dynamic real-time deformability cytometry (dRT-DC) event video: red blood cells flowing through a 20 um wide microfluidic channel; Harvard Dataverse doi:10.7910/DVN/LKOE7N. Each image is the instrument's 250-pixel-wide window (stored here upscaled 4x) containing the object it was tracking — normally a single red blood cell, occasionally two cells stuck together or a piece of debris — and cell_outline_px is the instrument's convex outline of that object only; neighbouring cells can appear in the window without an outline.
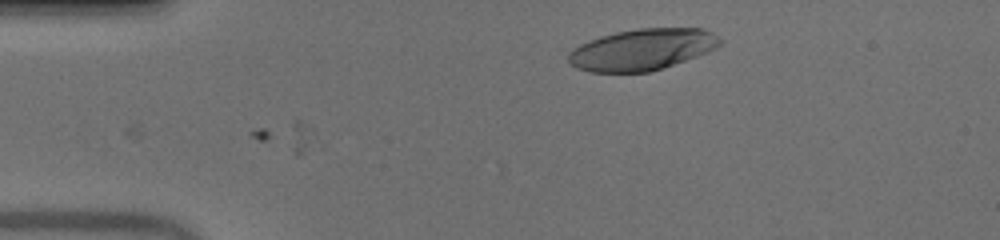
{"species": "human", "species_latin": "Homo sapiens", "temperature_condition": "warm", "stored_images_in_passage": 8, "camera_frame_rate_fps": 3000, "um_per_image_px": 0.085, "donor": {"sex": "male"}, "frame": {"image": 1, "passage_image": 8, "time_ms": 2.333, "image_size_px": [1000, 240], "cell_outline_px": [[724, 40], [716, 48], [708, 52], [648, 72], [588, 72], [576, 68], [568, 60], [568, 52], [572, 48], [588, 40], [600, 36], [616, 32], [636, 28], [700, 28]], "centroid_in_image_um": [54.53, 4.2], "position_along_channel_um": 30.5, "area_um2": 36.36}}